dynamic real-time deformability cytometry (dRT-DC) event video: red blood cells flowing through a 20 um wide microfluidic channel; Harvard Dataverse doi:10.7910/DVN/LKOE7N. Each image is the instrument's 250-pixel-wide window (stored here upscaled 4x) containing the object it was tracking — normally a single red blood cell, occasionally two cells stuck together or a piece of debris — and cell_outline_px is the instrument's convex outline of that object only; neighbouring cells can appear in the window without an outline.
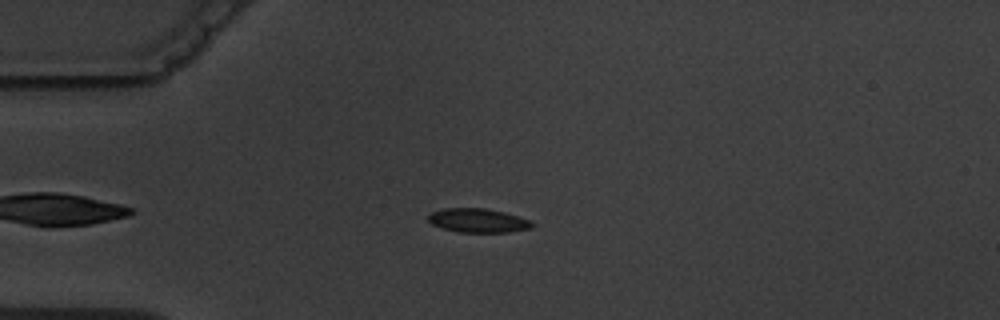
{"species": "common noctule bat (a hibernating species)", "species_latin": "Nyctalus noctula", "temperature_condition": "warm", "stored_images_in_passage": 10, "camera_frame_rate_fps": 3000, "um_per_image_px": 0.085, "animal": {"sex": "male", "body_mass_g": 19.5, "forearm_length_mm": 54.6}, "frame": {"image": 1, "passage_image": 5, "time_ms": 5.667, "image_size_px": [1000, 320], "cell_outline_px": [[536, 224], [532, 228], [508, 232], [456, 232], [440, 228], [432, 224], [428, 220], [428, 216], [432, 212], [444, 208], [484, 208], [504, 212], [532, 220]], "centroid_in_image_um": [40.65, 18.75], "position_along_channel_um": 44.3, "area_um2": 14.68}}